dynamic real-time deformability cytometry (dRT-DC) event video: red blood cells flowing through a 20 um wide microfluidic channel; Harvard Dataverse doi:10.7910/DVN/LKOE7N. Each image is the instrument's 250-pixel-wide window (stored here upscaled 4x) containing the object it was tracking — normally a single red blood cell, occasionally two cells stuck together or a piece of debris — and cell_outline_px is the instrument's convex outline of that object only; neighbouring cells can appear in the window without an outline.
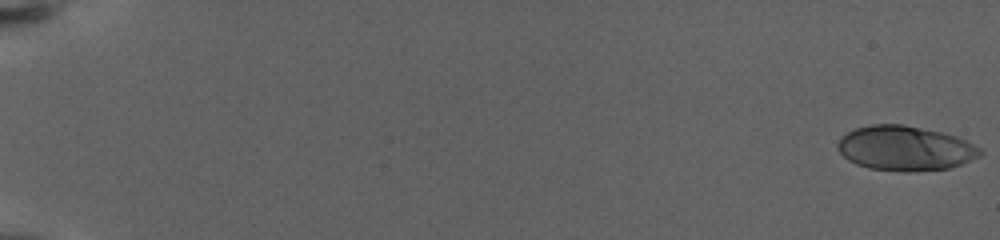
{"species": "human", "species_latin": "Homo sapiens", "temperature_condition": "warm", "stored_images_in_passage": 22, "camera_frame_rate_fps": 3000, "um_per_image_px": 0.085, "donor": {"sex": "female"}, "frame": {"image": 1, "passage_image": 1, "time_ms": 0.0, "image_size_px": [1000, 240], "cell_outline_px": [[984, 152], [980, 156], [960, 164], [948, 168], [908, 172], [900, 172], [868, 168], [856, 164], [848, 160], [836, 148], [836, 144], [840, 136], [856, 128], [872, 124], [900, 124], [940, 132], [956, 136], [980, 148]], "centroid_in_image_um": [76.89, 12.61], "position_along_channel_um": 8.1, "area_um2": 37.05}}
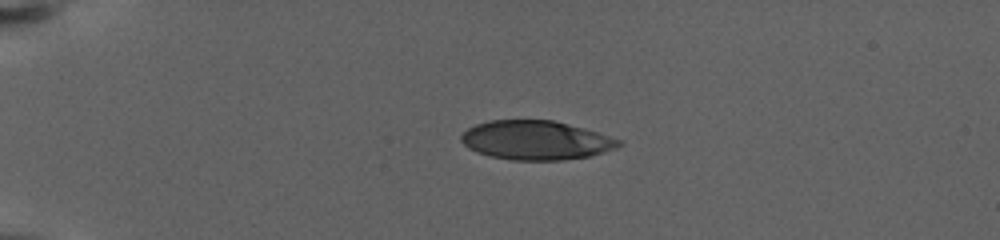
{"frame": {"image": 2, "passage_image": 16, "time_ms": 6.333, "image_size_px": [1000, 240], "cell_outline_px": [[624, 144], [616, 148], [604, 152], [588, 156], [564, 160], [512, 160], [488, 156], [476, 152], [468, 148], [460, 140], [460, 136], [468, 128], [476, 124], [492, 120], [552, 120], [596, 132], [624, 140]], "centroid_in_image_um": [45.55, 11.93], "position_along_channel_um": 39.4, "area_um2": 35.89}}
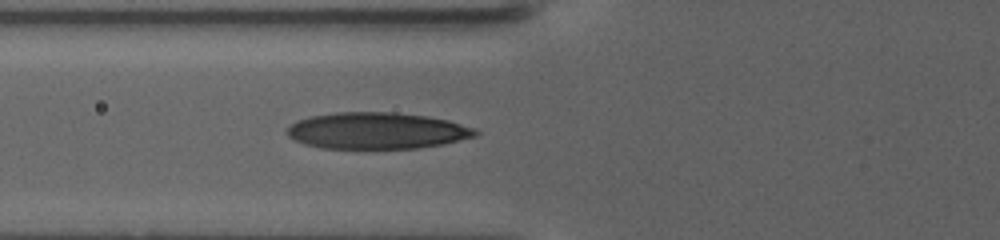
{"frame": {"image": 3, "passage_image": 22, "time_ms": 10.333, "image_size_px": [1000, 240], "cell_outline_px": [[480, 132], [476, 136], [444, 144], [416, 148], [320, 148], [304, 144], [288, 136], [288, 128], [296, 120], [308, 116], [336, 112], [388, 112], [424, 116], [448, 120], [472, 128]], "centroid_in_image_um": [32.01, 11.11], "position_along_channel_um": 93.8, "area_um2": 39.82}}